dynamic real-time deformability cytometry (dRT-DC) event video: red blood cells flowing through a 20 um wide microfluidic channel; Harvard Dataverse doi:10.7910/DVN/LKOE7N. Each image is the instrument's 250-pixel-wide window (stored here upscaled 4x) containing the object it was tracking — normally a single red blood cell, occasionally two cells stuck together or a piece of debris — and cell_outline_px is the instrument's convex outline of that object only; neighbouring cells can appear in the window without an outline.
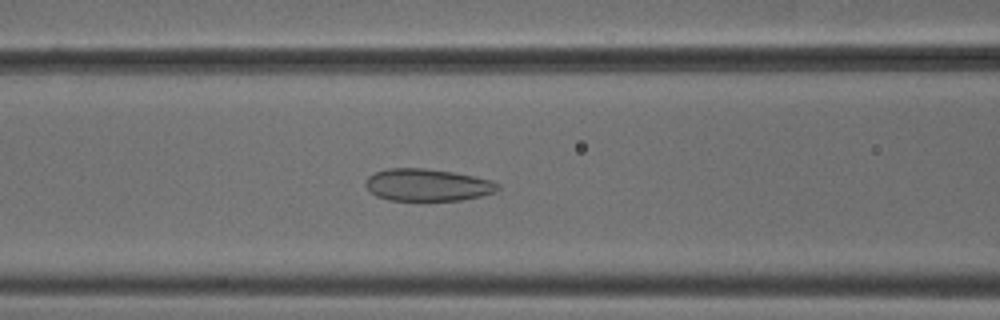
{"species": "common noctule bat (a hibernating species)", "species_latin": "Nyctalus noctula", "temperature_condition": "cold", "stored_images_in_passage": 38, "camera_frame_rate_fps": 3000, "um_per_image_px": 0.085, "animal": {"sex": "male", "body_mass_g": 18.8}, "frame": {"image": 1, "passage_image": 7, "time_ms": 2.0, "image_size_px": [1000, 320], "cell_outline_px": [[500, 188], [496, 192], [480, 196], [460, 200], [388, 200], [376, 196], [364, 184], [368, 176], [376, 172], [388, 168], [424, 168], [452, 172], [492, 180], [500, 184]], "centroid_in_image_um": [36.34, 15.72], "position_along_channel_um": 130.3, "area_um2": 24.74}}
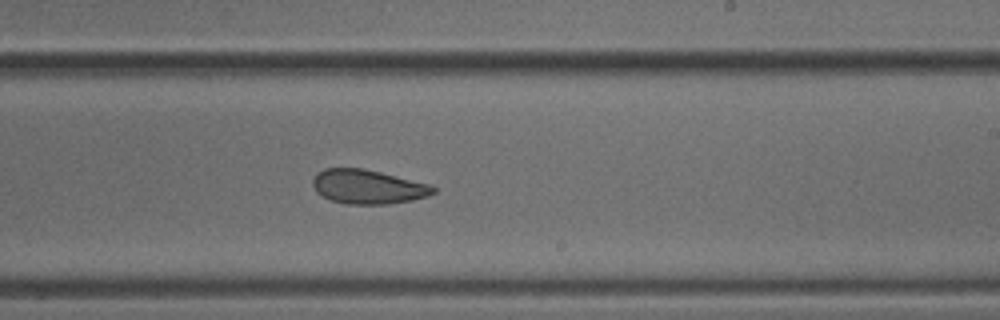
{"frame": {"image": 2, "passage_image": 17, "time_ms": 5.333, "image_size_px": [1000, 320], "cell_outline_px": [[436, 192], [428, 196], [412, 200], [388, 204], [348, 204], [332, 200], [316, 192], [312, 184], [312, 180], [316, 172], [324, 168], [364, 168], [432, 184], [436, 188]], "centroid_in_image_um": [31.29, 15.86], "position_along_channel_um": 257.7, "area_um2": 24.22}}
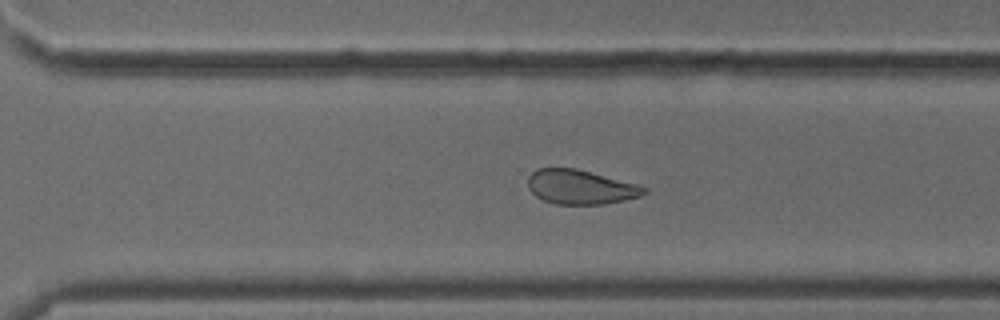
{"frame": {"image": 3, "passage_image": 22, "time_ms": 7.0, "image_size_px": [1000, 320], "cell_outline_px": [[648, 192], [640, 196], [624, 200], [604, 204], [556, 204], [544, 200], [536, 196], [528, 188], [528, 176], [536, 168], [576, 168], [636, 184], [648, 188]], "centroid_in_image_um": [49.33, 15.89], "position_along_channel_um": 321.3, "area_um2": 23.18}, "authors_computed_cell_mechanics": {"area_um2": 24.9407, "velocity_mm_per_s": 3.8217, "shape_relaxation_time_tau1_ms": 8.0689, "shape_relaxation_time_tau2_ms": 2.374, "deformation_change_tau1": 0.109, "deformation_change_tau2": 0.08}}